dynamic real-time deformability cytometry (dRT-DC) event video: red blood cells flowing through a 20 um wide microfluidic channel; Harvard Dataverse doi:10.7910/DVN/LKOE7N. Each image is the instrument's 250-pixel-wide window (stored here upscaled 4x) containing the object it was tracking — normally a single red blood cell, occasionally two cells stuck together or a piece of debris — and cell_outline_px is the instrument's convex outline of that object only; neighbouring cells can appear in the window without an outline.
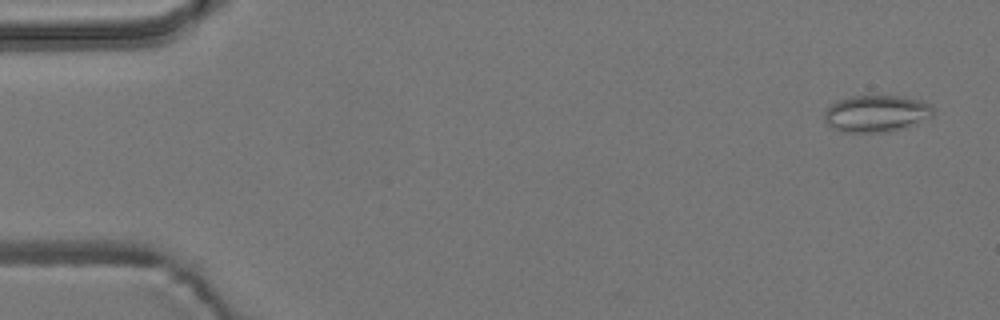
{"species": "common noctule bat (a hibernating species)", "species_latin": "Nyctalus noctula", "temperature_condition": "room temperature", "stored_images_in_passage": 5, "camera_frame_rate_fps": 3000, "um_per_image_px": 0.085, "animal": {"sex": "male", "body_mass_g": 19.2, "forearm_length_mm": 51.8}, "frame": {"image": 1, "passage_image": 1, "time_ms": 0.0, "image_size_px": [1000, 320], "cell_outline_px": [[932, 116], [908, 128], [888, 132], [844, 132], [832, 128], [824, 120], [824, 112], [828, 104], [836, 100], [848, 96], [900, 96], [924, 100], [932, 104]], "centroid_in_image_um": [74.48, 9.65], "position_along_channel_um": 10.5, "area_um2": 23.87}}